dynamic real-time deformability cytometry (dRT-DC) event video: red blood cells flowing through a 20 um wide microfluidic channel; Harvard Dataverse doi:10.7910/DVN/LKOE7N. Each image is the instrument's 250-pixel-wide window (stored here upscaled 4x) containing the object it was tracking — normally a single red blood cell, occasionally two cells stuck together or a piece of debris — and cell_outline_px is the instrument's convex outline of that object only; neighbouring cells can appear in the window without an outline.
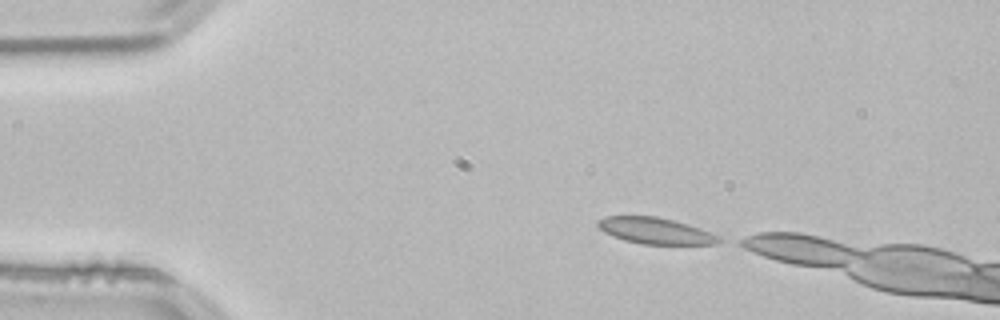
{"species": "common noctule bat (a hibernating species)", "species_latin": "Nyctalus noctula", "temperature_condition": "room temperature", "stored_images_in_passage": 8, "camera_frame_rate_fps": 3000, "um_per_image_px": 0.085, "animal": {"sex": "male", "body_mass_g": 21.5, "forearm_length_mm": 52.0}, "frame": {"image": 1, "passage_image": 1, "time_ms": 0.0, "image_size_px": [1000, 320], "cell_outline_px": [[728, 240], [716, 244], [644, 244], [624, 240], [612, 236], [604, 232], [596, 224], [596, 220], [608, 216], [656, 216], [688, 224], [700, 228], [720, 236]], "centroid_in_image_um": [55.76, 19.62], "position_along_channel_um": 29.2, "area_um2": 18.67}}